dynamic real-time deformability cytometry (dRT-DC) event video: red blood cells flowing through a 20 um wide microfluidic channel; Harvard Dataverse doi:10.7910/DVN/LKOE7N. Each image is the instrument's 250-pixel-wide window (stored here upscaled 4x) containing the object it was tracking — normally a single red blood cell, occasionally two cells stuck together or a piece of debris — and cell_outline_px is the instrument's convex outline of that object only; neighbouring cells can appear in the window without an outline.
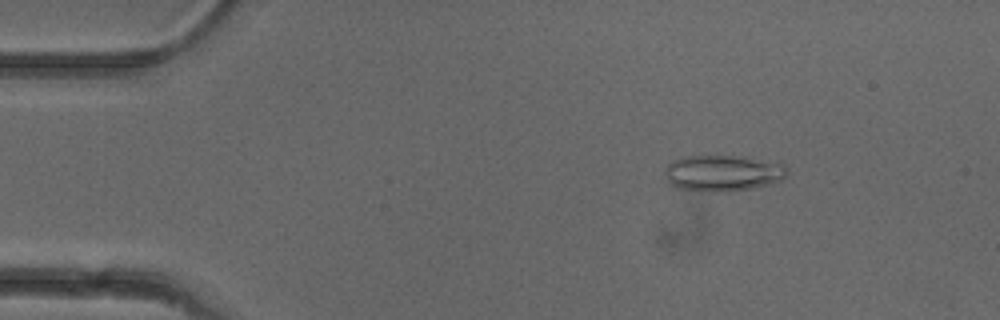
{"species": "common noctule bat (a hibernating species)", "species_latin": "Nyctalus noctula", "temperature_condition": "cold", "stored_images_in_passage": 5, "camera_frame_rate_fps": 3000, "um_per_image_px": 0.085, "animal": {"sex": "female"}, "frame": {"image": 1, "passage_image": 3, "time_ms": 2.333, "image_size_px": [1000, 320], "cell_outline_px": [[788, 172], [780, 180], [752, 188], [728, 192], [708, 192], [676, 188], [668, 180], [664, 172], [664, 168], [672, 160], [684, 156], [744, 156], [780, 164]], "centroid_in_image_um": [61.36, 14.72], "position_along_channel_um": 23.6, "area_um2": 25.61}}